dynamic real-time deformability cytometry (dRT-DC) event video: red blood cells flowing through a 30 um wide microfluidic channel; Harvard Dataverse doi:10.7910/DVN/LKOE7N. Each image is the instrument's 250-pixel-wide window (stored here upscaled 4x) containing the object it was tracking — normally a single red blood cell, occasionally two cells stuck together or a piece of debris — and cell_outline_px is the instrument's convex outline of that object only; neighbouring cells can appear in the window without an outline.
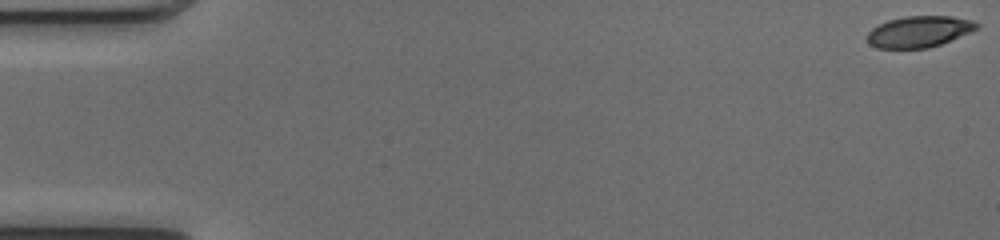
{"species": "common noctule bat (a hibernating species)", "species_latin": "Nyctalus noctula", "temperature_condition": "cold", "stored_images_in_passage": 11, "camera_frame_rate_fps": 3000, "um_per_image_px": 0.085, "animal": {"sex": "female", "body_mass_g": 17.0, "forearm_length_mm": 48.0}, "frame": {"image": 1, "passage_image": 1, "time_ms": 0.0, "image_size_px": [1000, 240], "cell_outline_px": [[980, 28], [940, 44], [928, 48], [876, 48], [868, 44], [868, 32], [872, 28], [888, 20], [908, 16], [952, 16], [972, 20], [980, 24]], "centroid_in_image_um": [78.14, 2.68], "position_along_channel_um": 6.9, "area_um2": 19.88}}